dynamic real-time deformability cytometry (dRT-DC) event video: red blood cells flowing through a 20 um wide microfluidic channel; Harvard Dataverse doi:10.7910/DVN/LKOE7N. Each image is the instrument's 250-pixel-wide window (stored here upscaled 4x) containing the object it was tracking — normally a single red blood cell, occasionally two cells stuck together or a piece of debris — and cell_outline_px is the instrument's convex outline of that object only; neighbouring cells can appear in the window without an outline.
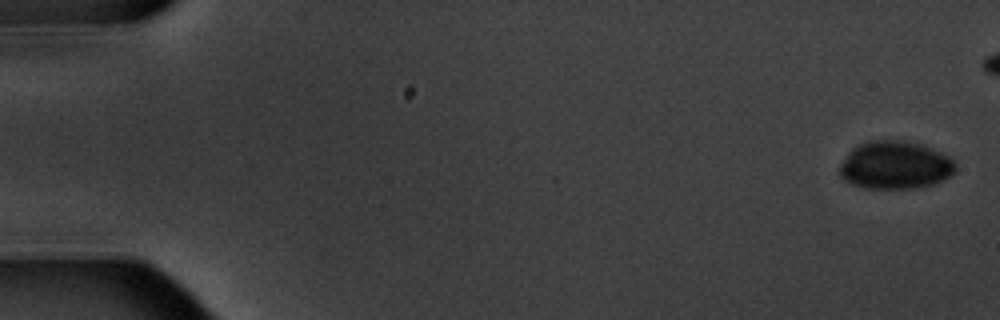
{"species": "common noctule bat (a hibernating species)", "species_latin": "Nyctalus noctula", "temperature_condition": "warm", "stored_images_in_passage": 7, "camera_frame_rate_fps": 3000, "um_per_image_px": 0.085, "animal": {"sex": "male", "body_mass_g": 20.1, "forearm_length_mm": 53.5}, "frame": {"image": 1, "passage_image": 1, "time_ms": 0.0, "image_size_px": [1000, 320], "cell_outline_px": [[956, 168], [948, 176], [932, 184], [916, 188], [864, 188], [852, 184], [844, 180], [840, 176], [840, 164], [848, 152], [852, 148], [860, 144], [872, 140], [904, 140], [920, 144], [932, 148], [948, 156], [956, 164]], "centroid_in_image_um": [76.05, 14.03], "position_along_channel_um": 8.9, "area_um2": 32.19}}
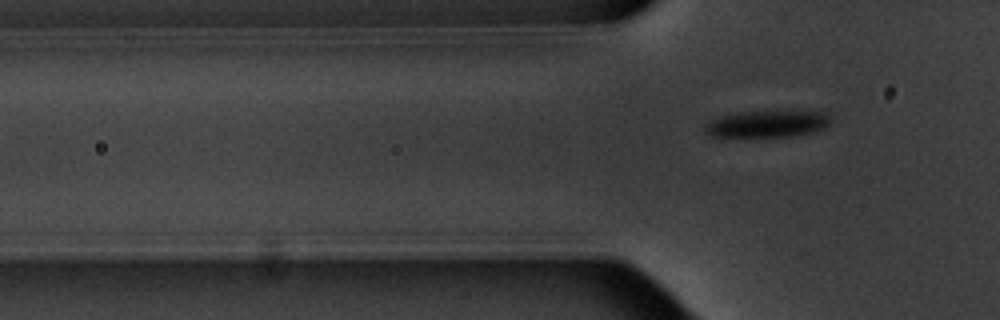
{"frame": {"image": 2, "passage_image": 7, "time_ms": 8.0, "image_size_px": [1000, 320], "cell_outline_px": [[832, 120], [824, 128], [812, 132], [792, 136], [712, 136], [704, 132], [704, 124], [720, 116], [744, 112], [788, 108], [828, 112]], "centroid_in_image_um": [65.32, 10.47], "position_along_channel_um": 60.5, "area_um2": 20.4}}